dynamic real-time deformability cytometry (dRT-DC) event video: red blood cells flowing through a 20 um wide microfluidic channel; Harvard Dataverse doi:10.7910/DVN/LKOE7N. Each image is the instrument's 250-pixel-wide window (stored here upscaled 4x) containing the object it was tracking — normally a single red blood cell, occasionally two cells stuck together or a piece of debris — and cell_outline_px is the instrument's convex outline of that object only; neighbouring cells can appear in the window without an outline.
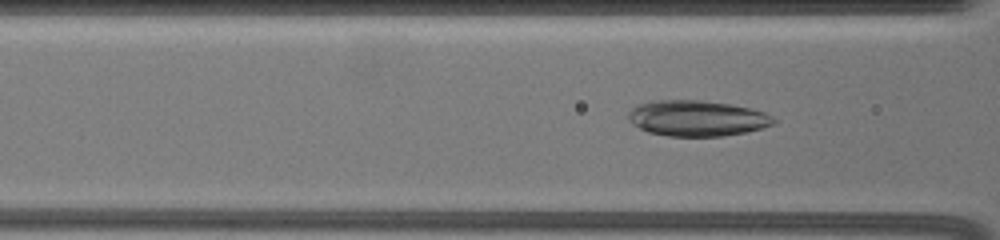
{"species": "common noctule bat (a hibernating species)", "species_latin": "Nyctalus noctula", "temperature_condition": "warm", "stored_images_in_passage": 32, "camera_frame_rate_fps": 3000, "um_per_image_px": 0.085, "animal": {"sex": "female", "body_mass_g": 19.5, "forearm_length_mm": 54.1}, "frame": {"image": 1, "passage_image": 14, "time_ms": 7.0, "image_size_px": [1000, 240], "cell_outline_px": [[776, 120], [772, 124], [760, 128], [744, 132], [724, 136], [668, 136], [648, 132], [632, 124], [628, 120], [628, 112], [636, 104], [652, 100], [700, 100], [728, 104], [748, 108], [764, 112], [772, 116]], "centroid_in_image_um": [59.18, 10.05], "position_along_channel_um": 107.4, "area_um2": 30.17}}
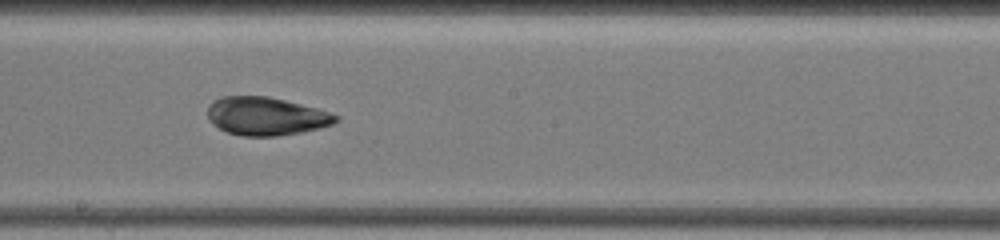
{"frame": {"image": 2, "passage_image": 21, "time_ms": 10.333, "image_size_px": [1000, 240], "cell_outline_px": [[340, 120], [332, 124], [320, 128], [300, 132], [276, 136], [240, 136], [228, 132], [212, 124], [208, 120], [208, 104], [212, 100], [220, 96], [268, 96], [316, 108], [340, 116]], "centroid_in_image_um": [22.58, 9.87], "position_along_channel_um": 225.6, "area_um2": 28.61}}
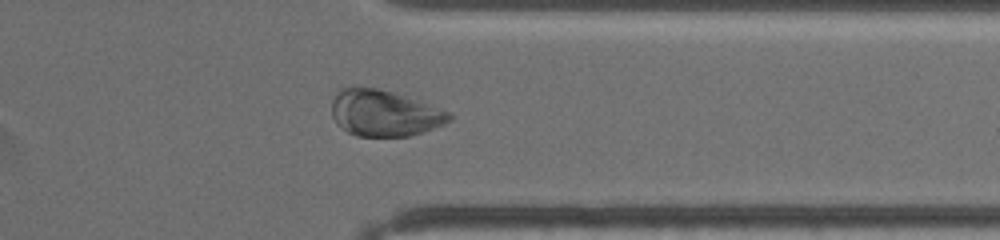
{"frame": {"image": 3, "passage_image": 29, "time_ms": 14.667, "image_size_px": [1000, 240], "cell_outline_px": [[452, 120], [444, 124], [408, 136], [356, 136], [340, 128], [336, 124], [332, 116], [332, 100], [336, 92], [340, 88], [348, 84], [376, 88], [404, 96], [452, 112]], "centroid_in_image_um": [32.6, 9.59], "position_along_channel_um": 378.8, "area_um2": 31.91}}